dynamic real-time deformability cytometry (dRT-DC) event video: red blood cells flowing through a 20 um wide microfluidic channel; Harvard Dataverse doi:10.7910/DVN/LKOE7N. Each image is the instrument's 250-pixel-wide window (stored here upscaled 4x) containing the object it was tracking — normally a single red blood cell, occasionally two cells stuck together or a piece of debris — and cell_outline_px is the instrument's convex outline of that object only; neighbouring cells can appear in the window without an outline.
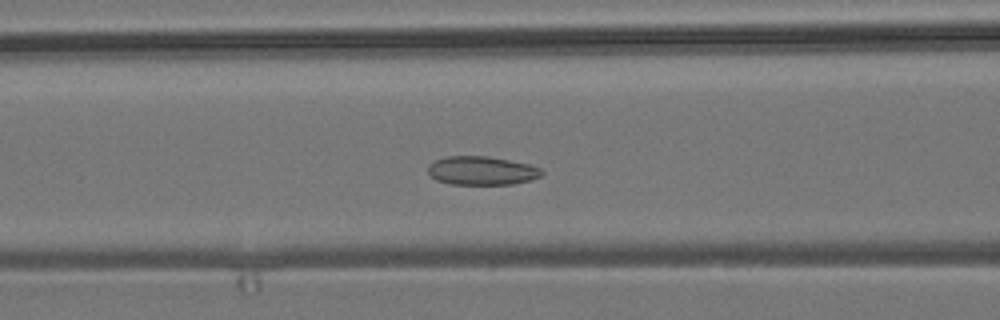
{"species": "common noctule bat (a hibernating species)", "species_latin": "Nyctalus noctula", "temperature_condition": "room temperature", "stored_images_in_passage": 51, "camera_frame_rate_fps": 3000, "um_per_image_px": 0.085, "animal": {"sex": "male", "body_mass_g": 19.2, "forearm_length_mm": 51.8}, "frame": {"image": 1, "passage_image": 19, "time_ms": 6.0, "image_size_px": [1000, 320], "cell_outline_px": [[544, 172], [540, 176], [532, 180], [512, 184], [452, 184], [436, 180], [428, 172], [428, 164], [436, 160], [448, 156], [488, 156], [528, 164], [540, 168]], "centroid_in_image_um": [40.95, 14.5], "position_along_channel_um": 125.7, "area_um2": 18.9}}
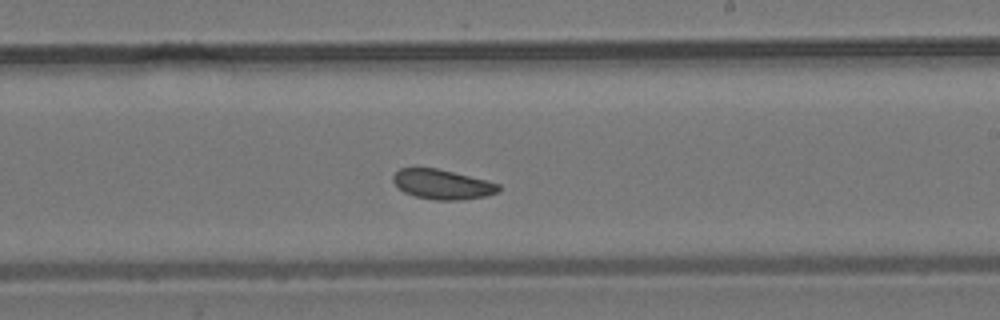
{"frame": {"image": 2, "passage_image": 29, "time_ms": 9.333, "image_size_px": [1000, 320], "cell_outline_px": [[500, 188], [496, 192], [488, 196], [460, 200], [436, 200], [416, 196], [404, 192], [392, 180], [392, 176], [400, 168], [436, 168], [500, 184]], "centroid_in_image_um": [37.59, 15.68], "position_along_channel_um": 251.4, "area_um2": 17.98}}
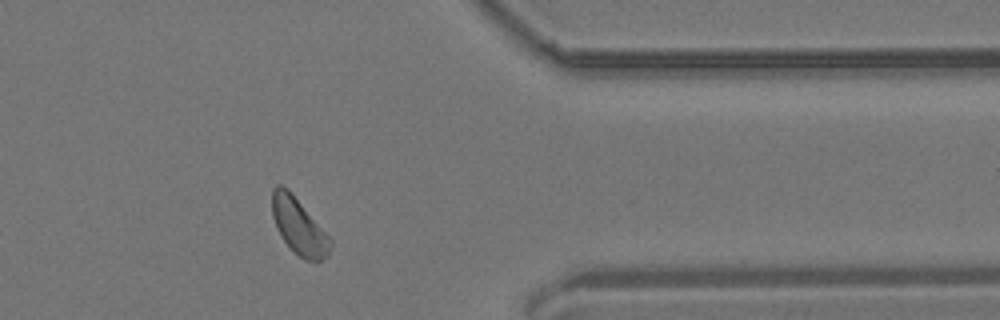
{"frame": {"image": 3, "passage_image": 41, "time_ms": 13.333, "image_size_px": [1000, 320], "cell_outline_px": [[332, 244], [328, 256], [320, 260], [304, 260], [284, 240], [276, 228], [272, 216], [272, 188], [276, 184], [280, 184], [288, 188], [332, 240]], "centroid_in_image_um": [25.38, 19.2], "position_along_channel_um": 386.0, "area_um2": 18.79}, "authors_computed_cell_mechanics": {"area_um2": 18.9584, "velocity_mm_per_s": 3.779, "shape_relaxation_time_tau1_ms": null, "shape_relaxation_time_tau2_ms": 4.2438, "deformation_change_tau1": null, "deformation_change_tau2": 0.0921}}